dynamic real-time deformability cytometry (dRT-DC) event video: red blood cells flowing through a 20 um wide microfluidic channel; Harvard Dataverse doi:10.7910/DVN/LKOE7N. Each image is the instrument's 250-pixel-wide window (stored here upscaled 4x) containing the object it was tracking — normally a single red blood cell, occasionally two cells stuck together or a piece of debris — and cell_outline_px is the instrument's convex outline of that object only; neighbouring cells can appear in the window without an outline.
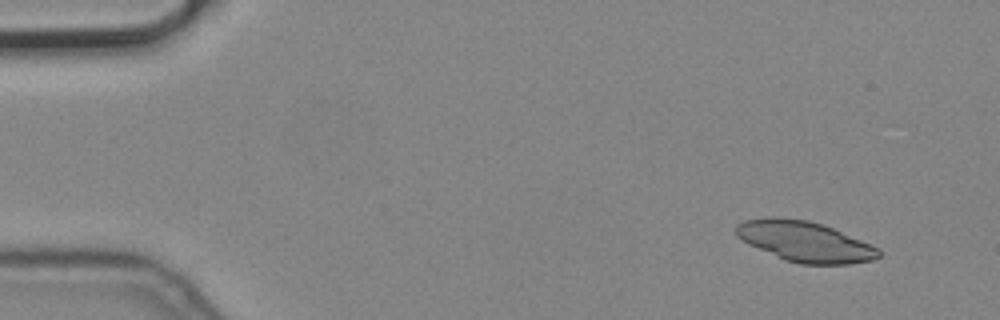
{"species": "common noctule bat (a hibernating species)", "species_latin": "Nyctalus noctula", "temperature_condition": "cold", "stored_images_in_passage": 4, "camera_frame_rate_fps": 3000, "um_per_image_px": 0.085, "animal": {"sex": "male", "body_mass_g": 19.2, "forearm_length_mm": 51.8}, "frame": {"image": 1, "passage_image": 1, "time_ms": 0.0, "image_size_px": [1000, 320], "cell_outline_px": [[880, 256], [872, 260], [852, 264], [800, 264], [784, 260], [748, 244], [736, 236], [736, 224], [744, 220], [772, 216], [808, 220], [832, 228], [880, 248]], "centroid_in_image_um": [68.39, 20.53], "position_along_channel_um": 16.6, "area_um2": 33.58}}